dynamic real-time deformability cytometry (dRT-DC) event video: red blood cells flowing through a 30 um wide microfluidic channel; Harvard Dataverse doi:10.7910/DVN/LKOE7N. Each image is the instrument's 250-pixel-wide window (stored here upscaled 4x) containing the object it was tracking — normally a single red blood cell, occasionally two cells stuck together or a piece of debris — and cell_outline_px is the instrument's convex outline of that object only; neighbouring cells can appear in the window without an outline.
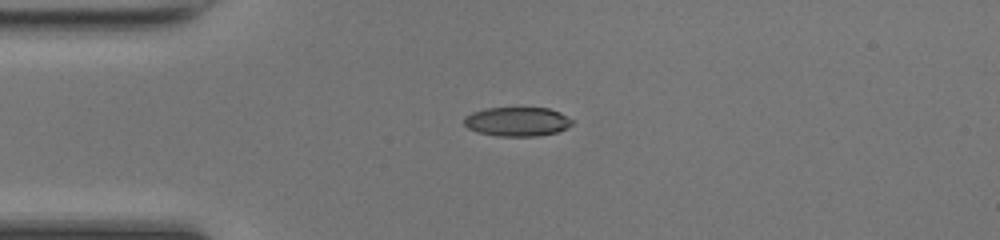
{"species": "common noctule bat (a hibernating species)", "species_latin": "Nyctalus noctula", "temperature_condition": "room temperature", "stored_images_in_passage": 37, "camera_frame_rate_fps": 3000, "um_per_image_px": 0.085, "animal": {"sex": "female", "body_mass_g": 17.0, "forearm_length_mm": 48.0}, "frame": {"image": 1, "passage_image": 1, "time_ms": 0.0, "image_size_px": [1000, 240], "cell_outline_px": [[576, 120], [568, 128], [560, 132], [536, 136], [496, 136], [480, 132], [468, 128], [464, 124], [464, 116], [472, 112], [484, 108], [548, 108], [560, 112]], "centroid_in_image_um": [44.01, 10.34], "position_along_channel_um": 41.0, "area_um2": 18.61}}
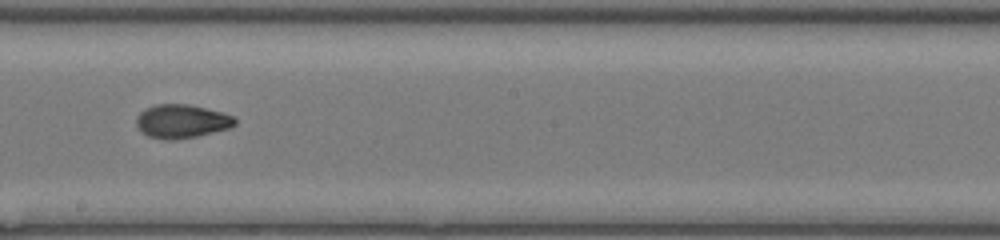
{"frame": {"image": 2, "passage_image": 16, "time_ms": 5.0, "image_size_px": [1000, 240], "cell_outline_px": [[236, 124], [228, 128], [196, 136], [176, 140], [164, 140], [148, 136], [136, 124], [136, 116], [144, 108], [156, 104], [188, 104], [220, 112], [232, 116], [236, 120]], "centroid_in_image_um": [15.4, 10.31], "position_along_channel_um": 232.8, "area_um2": 19.13}}
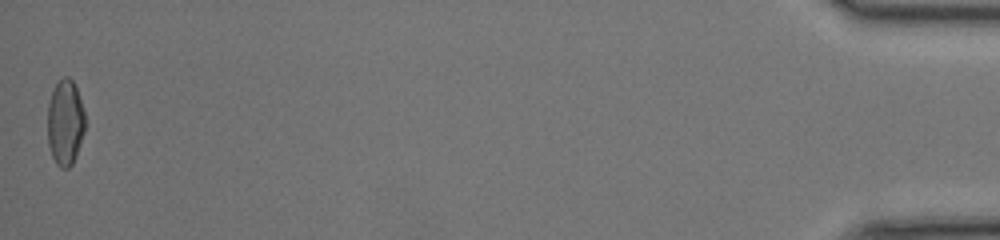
{"frame": {"image": 3, "passage_image": 37, "time_ms": 12.0, "image_size_px": [1000, 240], "cell_outline_px": [[84, 132], [76, 156], [72, 164], [68, 168], [60, 168], [56, 164], [52, 156], [48, 144], [48, 104], [52, 92], [56, 84], [64, 76], [68, 76], [72, 80], [76, 88], [84, 112]], "centroid_in_image_um": [5.53, 10.44], "position_along_channel_um": 429.7, "area_um2": 18.55}, "authors_computed_cell_mechanics": {"area_um2": 18.7272, "velocity_mm_per_s": 4.3116, "shape_relaxation_time_tau1_ms": null, "shape_relaxation_time_tau2_ms": 1.6994, "deformation_change_tau1": null, "deformation_change_tau2": 0.0684}}